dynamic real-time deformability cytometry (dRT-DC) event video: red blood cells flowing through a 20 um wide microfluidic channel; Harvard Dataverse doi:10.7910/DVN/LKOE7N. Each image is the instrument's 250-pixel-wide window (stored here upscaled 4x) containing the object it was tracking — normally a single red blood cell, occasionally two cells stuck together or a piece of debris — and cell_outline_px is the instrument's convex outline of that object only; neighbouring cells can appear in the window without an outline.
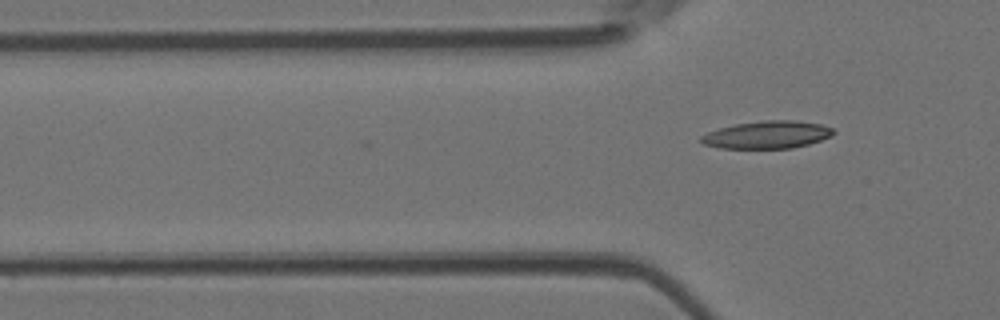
{"species": "Egyptian fruit bat (a non-hibernating species)", "species_latin": "Rousettus aegyptiacus", "temperature_condition": "room temperature", "stored_images_in_passage": 6, "camera_frame_rate_fps": 3000, "um_per_image_px": 0.085, "animal": {"sex": "female"}, "frame": {"image": 1, "passage_image": 4, "time_ms": 1.0, "image_size_px": [1000, 320], "cell_outline_px": [[836, 132], [832, 136], [808, 144], [792, 148], [720, 148], [704, 144], [700, 140], [700, 136], [708, 132], [720, 128], [736, 124], [764, 120], [796, 120], [820, 124], [832, 128]], "centroid_in_image_um": [65.23, 11.45], "position_along_channel_um": 60.6, "area_um2": 21.15}}
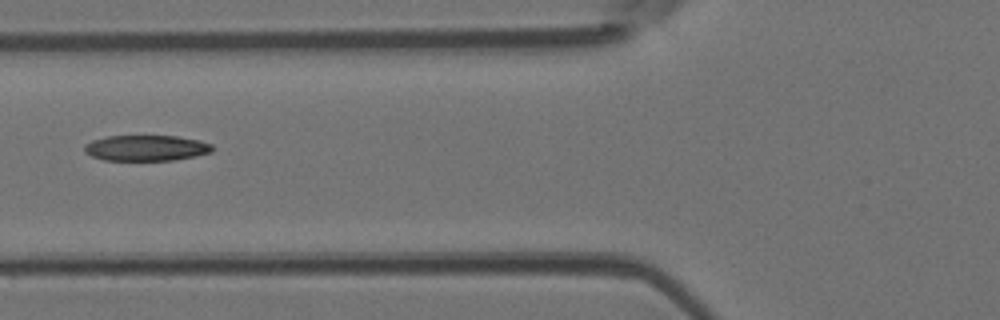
{"frame": {"image": 2, "passage_image": 5, "time_ms": 1.333, "image_size_px": [1000, 320], "cell_outline_px": [[212, 152], [196, 156], [172, 160], [104, 160], [92, 156], [84, 152], [84, 144], [92, 140], [108, 136], [176, 136], [200, 140], [212, 144]], "centroid_in_image_um": [12.42, 12.58], "position_along_channel_um": 113.4, "area_um2": 19.19}}
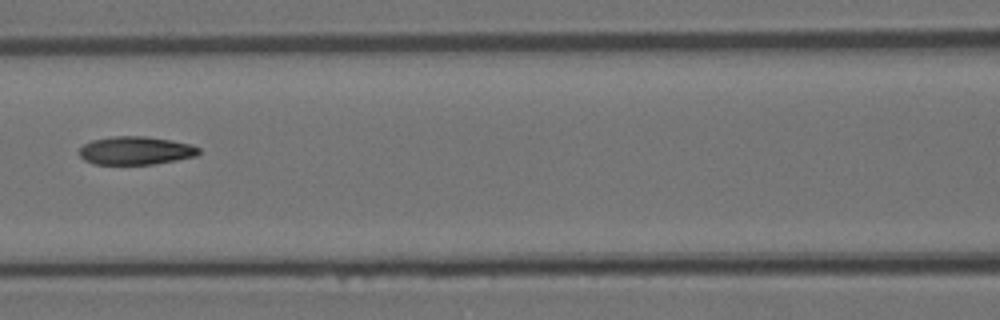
{"frame": {"image": 3, "passage_image": 6, "time_ms": 1.667, "image_size_px": [1000, 320], "cell_outline_px": [[200, 152], [196, 156], [176, 160], [152, 164], [92, 164], [84, 160], [80, 156], [80, 148], [84, 144], [92, 140], [112, 136], [144, 136], [172, 140], [188, 144], [200, 148]], "centroid_in_image_um": [11.51, 12.8], "position_along_channel_um": 155.1, "area_um2": 19.59}}